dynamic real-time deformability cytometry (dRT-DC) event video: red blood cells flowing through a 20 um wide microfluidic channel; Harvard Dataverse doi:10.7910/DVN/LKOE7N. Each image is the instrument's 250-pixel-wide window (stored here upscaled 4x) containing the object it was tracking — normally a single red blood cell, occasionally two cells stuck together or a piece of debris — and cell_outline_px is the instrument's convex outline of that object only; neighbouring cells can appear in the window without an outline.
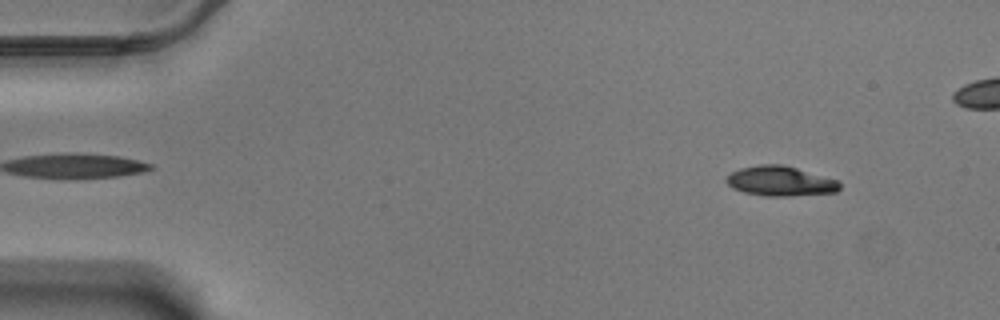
{"species": "Egyptian fruit bat (a non-hibernating species)", "species_latin": "Rousettus aegyptiacus", "temperature_condition": "warm", "stored_images_in_passage": 52, "camera_frame_rate_fps": 3000, "um_per_image_px": 0.085, "animal": {"sex": "male"}, "frame": {"image": 1, "passage_image": 4, "time_ms": 1.0, "image_size_px": [1000, 320], "cell_outline_px": [[840, 188], [836, 192], [792, 196], [764, 196], [744, 192], [732, 188], [724, 180], [732, 172], [740, 168], [756, 164], [784, 164], [840, 180]], "centroid_in_image_um": [66.34, 15.38], "position_along_channel_um": 18.7, "area_um2": 20.0}}
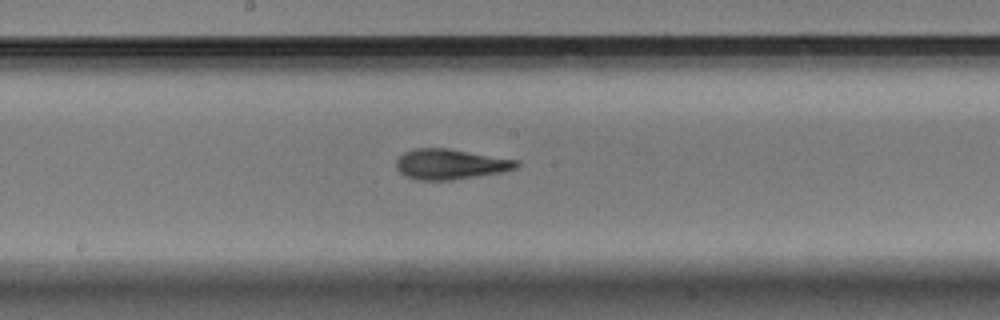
{"frame": {"image": 2, "passage_image": 29, "time_ms": 9.333, "image_size_px": [1000, 320], "cell_outline_px": [[520, 164], [516, 168], [500, 172], [452, 180], [416, 180], [404, 176], [396, 168], [396, 160], [404, 152], [412, 148], [448, 148], [516, 160]], "centroid_in_image_um": [38.21, 13.95], "position_along_channel_um": 210.0, "area_um2": 21.15}}
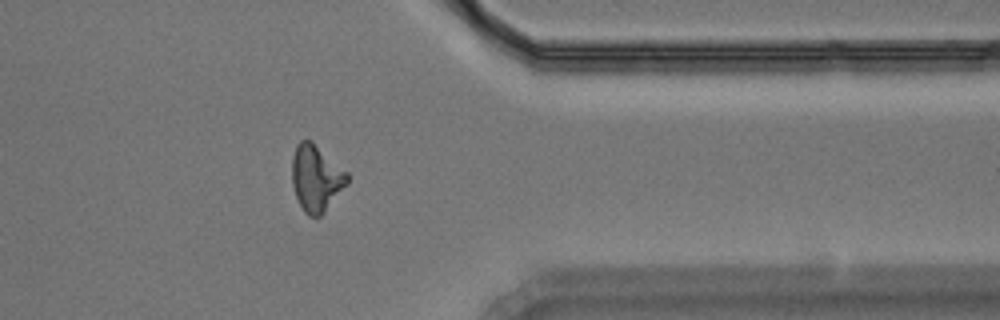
{"frame": {"image": 3, "passage_image": 45, "time_ms": 14.667, "image_size_px": [1000, 320], "cell_outline_px": [[348, 184], [324, 212], [320, 216], [308, 216], [304, 212], [296, 196], [292, 184], [292, 156], [296, 144], [300, 140], [312, 140], [348, 172]], "centroid_in_image_um": [26.87, 15.11], "position_along_channel_um": 384.5, "area_um2": 21.56}}